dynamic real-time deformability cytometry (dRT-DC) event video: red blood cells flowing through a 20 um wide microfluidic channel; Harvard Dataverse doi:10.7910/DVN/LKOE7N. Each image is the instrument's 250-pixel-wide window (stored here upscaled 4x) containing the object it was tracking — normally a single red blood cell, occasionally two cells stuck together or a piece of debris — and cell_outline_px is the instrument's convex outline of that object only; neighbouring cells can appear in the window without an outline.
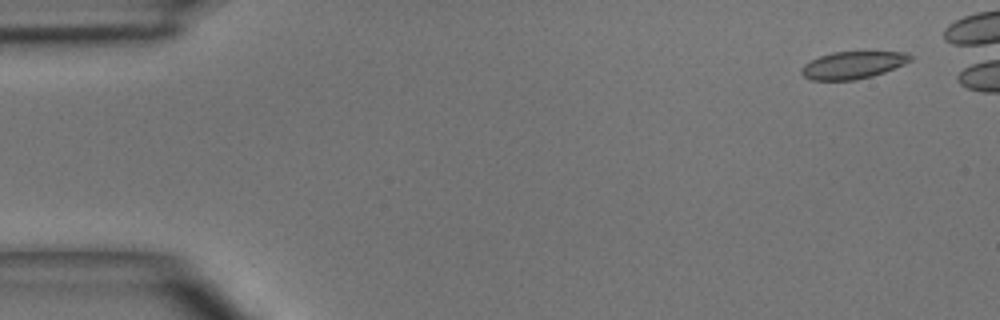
{"species": "common noctule bat (a hibernating species)", "species_latin": "Nyctalus noctula", "temperature_condition": "room temperature", "stored_images_in_passage": 3, "camera_frame_rate_fps": 3000, "um_per_image_px": 0.085, "animal": {"sex": "male", "body_mass_g": 15.6}, "frame": {"image": 1, "passage_image": 1, "time_ms": 0.0, "image_size_px": [1000, 320], "cell_outline_px": [[912, 60], [904, 64], [884, 72], [872, 76], [856, 80], [812, 80], [804, 76], [800, 72], [800, 68], [804, 64], [820, 56], [832, 52], [908, 52], [912, 56]], "centroid_in_image_um": [72.49, 5.53], "position_along_channel_um": 12.5, "area_um2": 17.28}}